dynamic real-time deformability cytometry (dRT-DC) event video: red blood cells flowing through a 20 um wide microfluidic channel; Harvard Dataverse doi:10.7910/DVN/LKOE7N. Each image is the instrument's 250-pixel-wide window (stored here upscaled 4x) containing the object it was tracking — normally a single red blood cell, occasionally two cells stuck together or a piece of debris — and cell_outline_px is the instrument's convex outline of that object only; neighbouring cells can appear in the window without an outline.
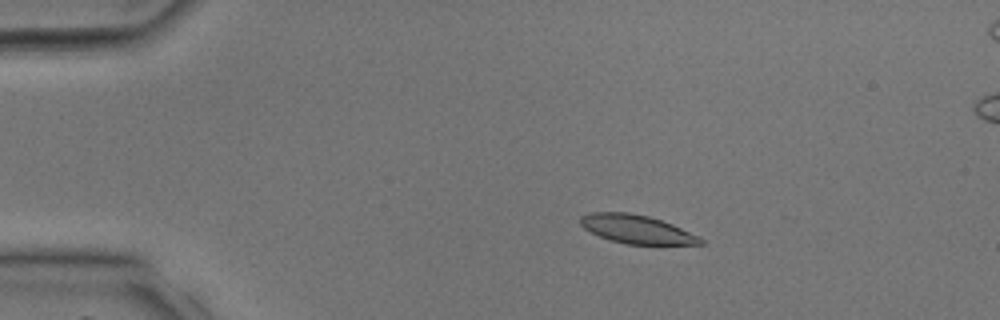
{"species": "common noctule bat (a hibernating species)", "species_latin": "Nyctalus noctula", "temperature_condition": "room temperature", "stored_images_in_passage": 36, "segment_of_instrument_passage": [1, 2], "camera_frame_rate_fps": 3000, "um_per_image_px": 0.085, "animal": {"sex": "male", "body_mass_g": 17.9, "forearm_length_mm": 54.2}, "frame": {"image": 1, "passage_image": 6, "time_ms": 1.667, "image_size_px": [1000, 320], "cell_outline_px": [[704, 244], [624, 244], [600, 236], [584, 228], [580, 224], [580, 216], [592, 212], [628, 212], [648, 216], [672, 224], [700, 236], [704, 240]], "centroid_in_image_um": [54.13, 19.48], "position_along_channel_um": 30.9, "area_um2": 19.83}}
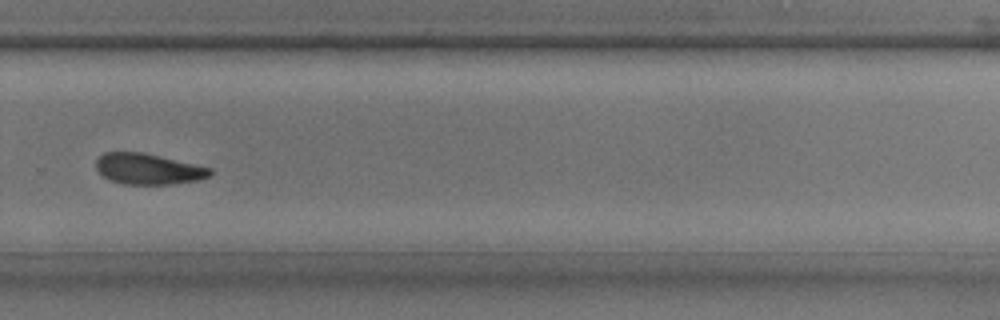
{"frame": {"image": 2, "passage_image": 24, "time_ms": 7.667, "image_size_px": [1000, 320], "cell_outline_px": [[212, 172], [208, 176], [200, 180], [172, 184], [124, 184], [108, 180], [96, 168], [96, 160], [104, 152], [140, 152], [212, 168]], "centroid_in_image_um": [12.58, 14.37], "position_along_channel_um": 317.2, "area_um2": 20.29}}
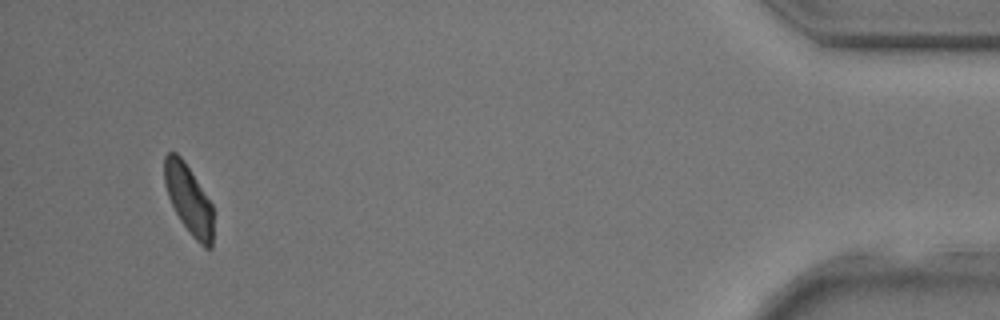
{"frame": {"image": 3, "passage_image": 33, "time_ms": 10.667, "image_size_px": [1000, 320], "cell_outline_px": [[212, 248], [204, 248], [192, 236], [180, 220], [168, 196], [164, 184], [164, 156], [168, 152], [176, 152], [184, 160], [212, 204]], "centroid_in_image_um": [16.02, 16.92], "position_along_channel_um": 419.2, "area_um2": 19.54}}